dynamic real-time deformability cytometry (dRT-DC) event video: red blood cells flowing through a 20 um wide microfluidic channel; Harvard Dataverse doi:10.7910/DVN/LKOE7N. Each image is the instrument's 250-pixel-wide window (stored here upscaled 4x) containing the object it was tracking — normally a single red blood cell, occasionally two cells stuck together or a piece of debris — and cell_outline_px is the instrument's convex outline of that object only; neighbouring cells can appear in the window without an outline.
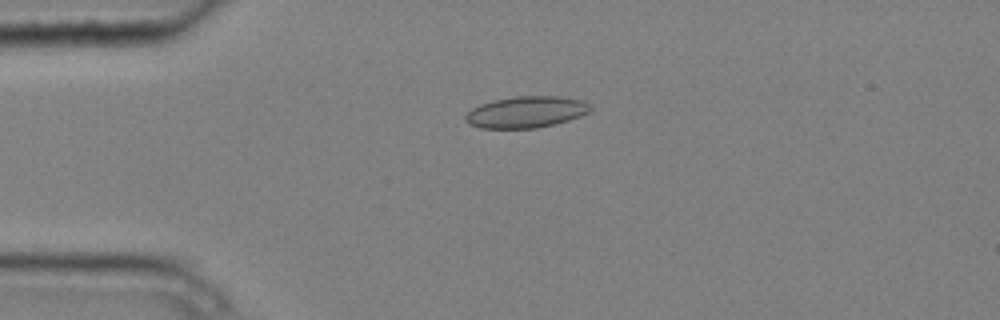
{"species": "common noctule bat (a hibernating species)", "species_latin": "Nyctalus noctula", "temperature_condition": "cold", "stored_images_in_passage": 6, "camera_frame_rate_fps": 3000, "um_per_image_px": 0.085, "animal": {"sex": "male", "body_mass_g": 20.4}, "frame": {"image": 1, "passage_image": 4, "time_ms": 1.0, "image_size_px": [1000, 320], "cell_outline_px": [[592, 108], [588, 112], [580, 116], [556, 124], [536, 128], [480, 128], [468, 124], [464, 120], [464, 116], [472, 108], [480, 104], [492, 100], [516, 96], [560, 96], [584, 100], [592, 104]], "centroid_in_image_um": [44.73, 9.52], "position_along_channel_um": 40.3, "area_um2": 23.18}}
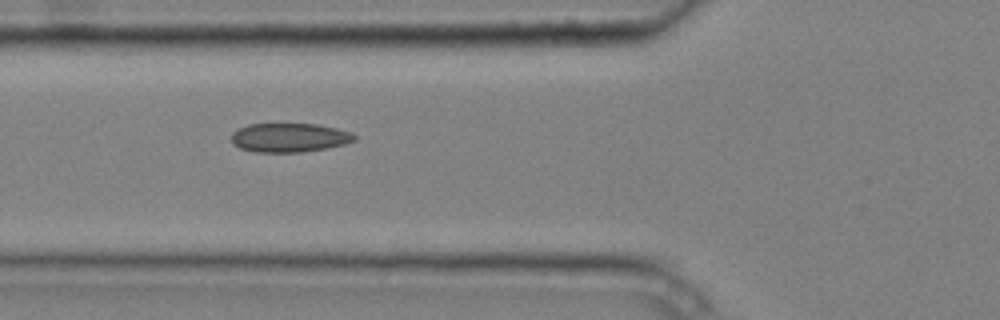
{"frame": {"image": 2, "passage_image": 6, "time_ms": 1.667, "image_size_px": [1000, 320], "cell_outline_px": [[356, 140], [344, 144], [324, 148], [300, 152], [252, 152], [240, 148], [232, 144], [232, 132], [248, 124], [316, 124], [336, 128], [352, 132], [356, 136]], "centroid_in_image_um": [24.58, 11.7], "position_along_channel_um": 101.2, "area_um2": 20.75}}